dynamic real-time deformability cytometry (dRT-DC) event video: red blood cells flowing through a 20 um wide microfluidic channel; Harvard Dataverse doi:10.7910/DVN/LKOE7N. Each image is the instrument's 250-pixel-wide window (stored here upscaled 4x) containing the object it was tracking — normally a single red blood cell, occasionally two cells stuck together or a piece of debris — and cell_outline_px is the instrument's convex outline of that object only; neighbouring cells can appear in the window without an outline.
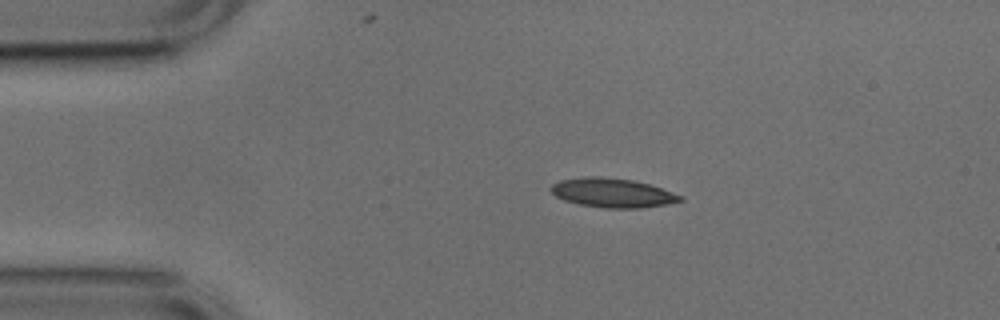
{"species": "common noctule bat (a hibernating species)", "species_latin": "Nyctalus noctula", "temperature_condition": "cold", "stored_images_in_passage": 43, "camera_frame_rate_fps": 3000, "um_per_image_px": 0.085, "animal": {"sex": "male", "body_mass_g": 17.9, "forearm_length_mm": 54.2}, "frame": {"image": 1, "passage_image": 1, "time_ms": 0.0, "image_size_px": [1000, 320], "cell_outline_px": [[684, 200], [664, 204], [640, 208], [604, 208], [580, 204], [564, 200], [556, 196], [548, 188], [552, 184], [560, 180], [584, 176], [600, 176], [632, 180], [648, 184], [684, 196]], "centroid_in_image_um": [52.02, 16.38], "position_along_channel_um": 33.0, "area_um2": 21.91}}
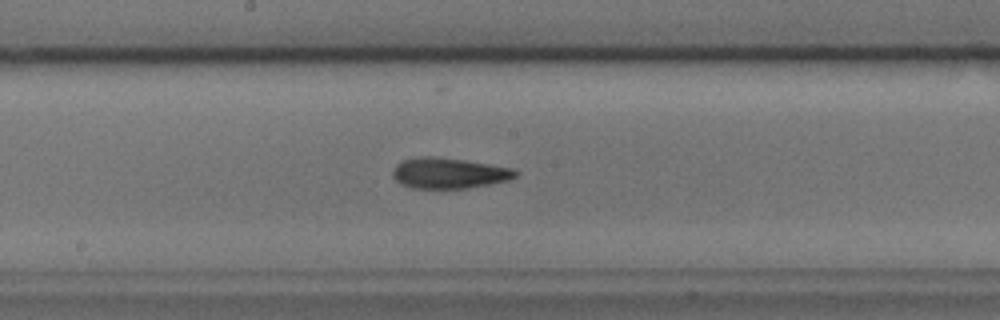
{"frame": {"image": 2, "passage_image": 18, "time_ms": 5.667, "image_size_px": [1000, 320], "cell_outline_px": [[520, 172], [516, 176], [508, 180], [468, 188], [412, 188], [400, 184], [392, 176], [392, 172], [396, 164], [404, 160], [420, 156], [432, 156], [464, 160], [512, 168]], "centroid_in_image_um": [38.13, 14.71], "position_along_channel_um": 210.1, "area_um2": 21.85}}
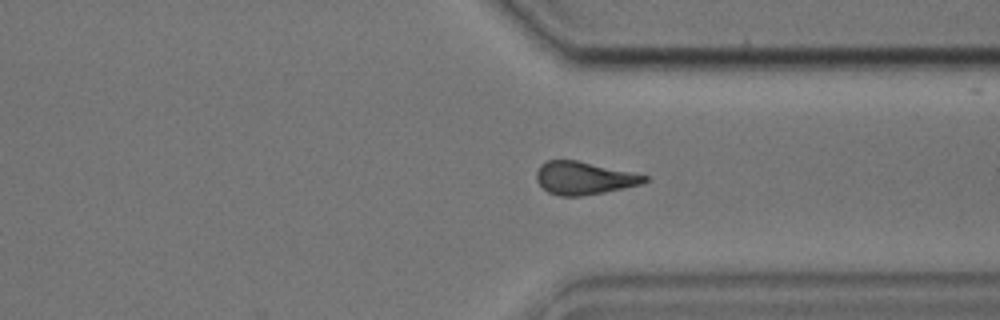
{"frame": {"image": 3, "passage_image": 30, "time_ms": 9.667, "image_size_px": [1000, 320], "cell_outline_px": [[648, 180], [640, 184], [624, 188], [604, 192], [580, 196], [560, 196], [548, 192], [536, 180], [536, 172], [540, 164], [548, 160], [576, 160], [632, 172], [648, 176]], "centroid_in_image_um": [49.61, 15.13], "position_along_channel_um": 361.8, "area_um2": 20.52}, "authors_computed_cell_mechanics": {"area_um2": 21.1548, "velocity_mm_per_s": 3.7981, "shape_relaxation_time_tau1_ms": 3.4695, "shape_relaxation_time_tau2_ms": 3.6219, "deformation_change_tau1": 0.1388, "deformation_change_tau2": 0.138}}